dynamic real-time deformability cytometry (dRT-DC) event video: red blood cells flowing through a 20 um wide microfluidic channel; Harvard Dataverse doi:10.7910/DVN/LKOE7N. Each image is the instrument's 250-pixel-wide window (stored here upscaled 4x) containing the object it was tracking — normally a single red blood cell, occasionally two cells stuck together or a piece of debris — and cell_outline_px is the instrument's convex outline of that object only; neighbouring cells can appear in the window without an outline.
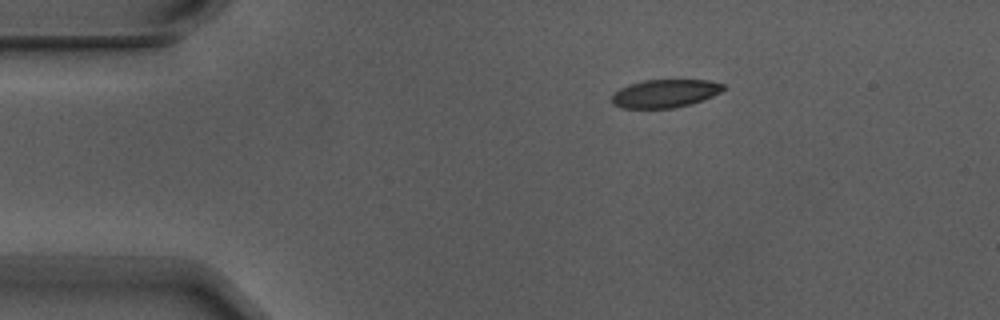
{"species": "Egyptian fruit bat (a non-hibernating species)", "species_latin": "Rousettus aegyptiacus", "temperature_condition": "warm", "stored_images_in_passage": 2, "camera_frame_rate_fps": 3000, "um_per_image_px": 0.085, "animal": {"sex": "male"}, "frame": {"image": 1, "passage_image": 1, "time_ms": 0.0, "image_size_px": [1000, 320], "cell_outline_px": [[724, 88], [720, 92], [712, 96], [688, 104], [672, 108], [624, 108], [612, 104], [612, 96], [620, 88], [628, 84], [644, 80], [708, 80], [724, 84]], "centroid_in_image_um": [56.49, 7.93], "position_along_channel_um": 28.5, "area_um2": 18.03}}